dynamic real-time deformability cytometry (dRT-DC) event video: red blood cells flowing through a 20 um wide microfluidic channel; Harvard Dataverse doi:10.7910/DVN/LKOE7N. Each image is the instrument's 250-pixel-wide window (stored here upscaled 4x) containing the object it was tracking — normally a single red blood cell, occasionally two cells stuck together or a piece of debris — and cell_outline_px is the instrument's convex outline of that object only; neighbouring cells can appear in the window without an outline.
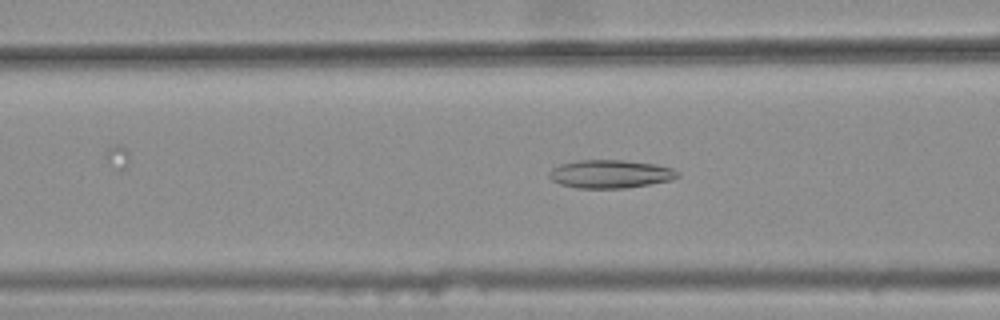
{"species": "common noctule bat (a hibernating species)", "species_latin": "Nyctalus noctula", "temperature_condition": "warm", "stored_images_in_passage": 39, "camera_frame_rate_fps": 3000, "um_per_image_px": 0.085, "animal": {"sex": "female", "body_mass_g": 25.1}, "frame": {"image": 1, "passage_image": 15, "time_ms": 4.667, "image_size_px": [1000, 320], "cell_outline_px": [[680, 176], [672, 180], [624, 188], [576, 188], [560, 184], [552, 180], [548, 176], [548, 172], [552, 168], [560, 164], [576, 160], [624, 160], [656, 164], [672, 168], [680, 172]], "centroid_in_image_um": [51.87, 14.78], "position_along_channel_um": 114.7, "area_um2": 21.27}}
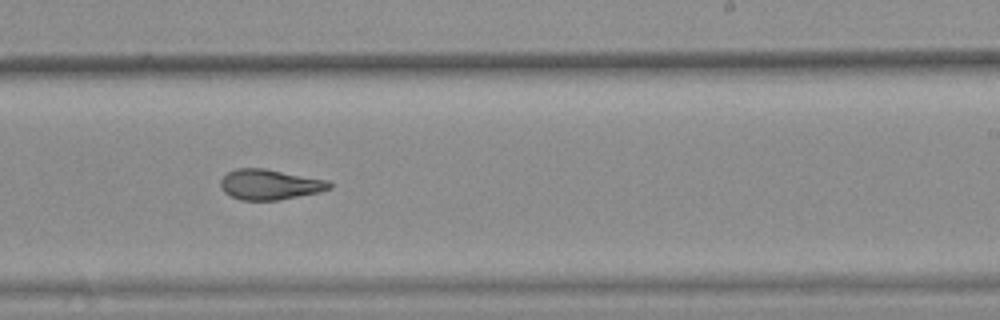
{"frame": {"image": 2, "passage_image": 27, "time_ms": 8.667, "image_size_px": [1000, 320], "cell_outline_px": [[332, 188], [320, 192], [276, 200], [240, 200], [224, 192], [220, 188], [220, 180], [228, 172], [236, 168], [264, 168], [328, 180], [332, 184]], "centroid_in_image_um": [22.92, 15.68], "position_along_channel_um": 266.1, "area_um2": 19.25}}
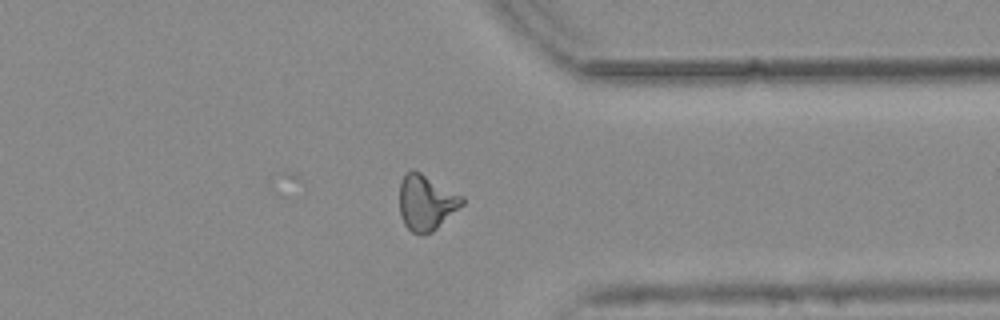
{"frame": {"image": 3, "passage_image": 36, "time_ms": 11.667, "image_size_px": [1000, 320], "cell_outline_px": [[464, 204], [432, 232], [424, 236], [420, 236], [412, 232], [404, 224], [400, 216], [400, 180], [412, 168], [420, 172], [464, 196]], "centroid_in_image_um": [36.23, 17.23], "position_along_channel_um": 375.2, "area_um2": 20.4}, "authors_computed_cell_mechanics": {"area_um2": 19.7098, "velocity_mm_per_s": 3.7912, "shape_relaxation_time_tau1_ms": null, "shape_relaxation_time_tau2_ms": 2.4919, "deformation_change_tau1": null, "deformation_change_tau2": 0.1089}}